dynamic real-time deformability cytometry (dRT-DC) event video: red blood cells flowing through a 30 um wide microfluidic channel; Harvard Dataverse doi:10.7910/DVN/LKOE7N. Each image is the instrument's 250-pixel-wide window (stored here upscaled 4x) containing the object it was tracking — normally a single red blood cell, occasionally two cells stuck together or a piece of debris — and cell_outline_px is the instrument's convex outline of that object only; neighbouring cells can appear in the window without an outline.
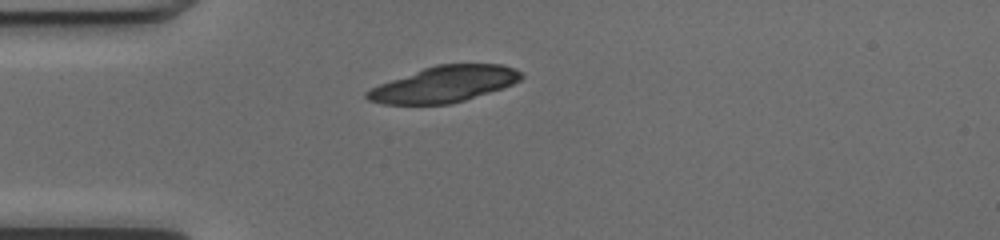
{"species": "common noctule bat (a hibernating species)", "species_latin": "Nyctalus noctula", "temperature_condition": "cold", "stored_images_in_passage": 38, "camera_frame_rate_fps": 3000, "um_per_image_px": 0.085, "animal": {"sex": "female", "body_mass_g": 17.0, "forearm_length_mm": 48.0}, "frame": {"image": 1, "passage_image": 1, "time_ms": 0.0, "image_size_px": [1000, 240], "cell_outline_px": [[524, 76], [520, 80], [512, 84], [452, 104], [384, 104], [368, 100], [364, 96], [364, 92], [380, 84], [424, 68], [436, 64], [500, 64], [516, 68]], "centroid_in_image_um": [37.75, 7.15], "position_along_channel_um": 47.3, "area_um2": 32.02}}